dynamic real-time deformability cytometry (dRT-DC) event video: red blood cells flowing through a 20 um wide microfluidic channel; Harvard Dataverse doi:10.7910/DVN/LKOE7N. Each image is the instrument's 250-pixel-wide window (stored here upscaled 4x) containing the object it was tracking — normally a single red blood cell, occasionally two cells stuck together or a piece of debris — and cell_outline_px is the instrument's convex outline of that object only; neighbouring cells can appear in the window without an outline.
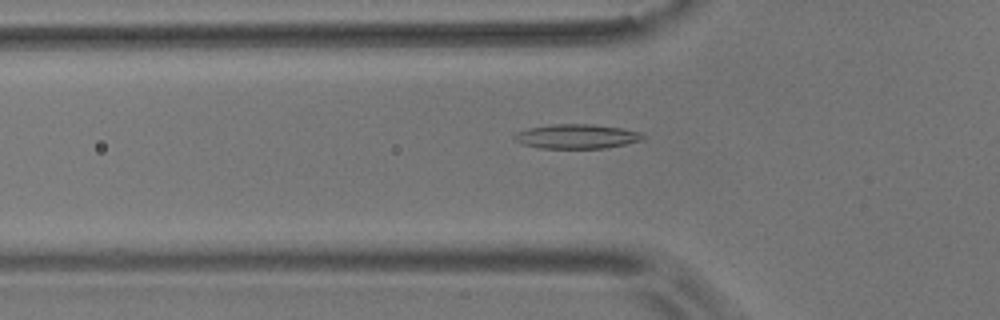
{"species": "common noctule bat (a hibernating species)", "species_latin": "Nyctalus noctula", "temperature_condition": "room temperature", "stored_images_in_passage": 51, "camera_frame_rate_fps": 3000, "um_per_image_px": 0.085, "animal": {"sex": "male", "body_mass_g": 17.9}, "frame": {"image": 1, "passage_image": 14, "time_ms": 4.333, "image_size_px": [1000, 320], "cell_outline_px": [[644, 140], [604, 148], [540, 148], [524, 144], [516, 140], [512, 136], [516, 132], [528, 128], [552, 124], [596, 124], [620, 128], [640, 132], [644, 136]], "centroid_in_image_um": [49.02, 11.59], "position_along_channel_um": 76.8, "area_um2": 18.21}}
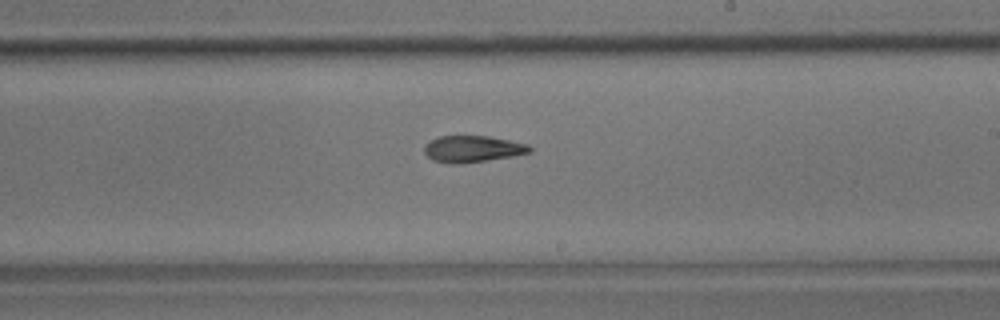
{"frame": {"image": 2, "passage_image": 28, "time_ms": 9.0, "image_size_px": [1000, 320], "cell_outline_px": [[532, 152], [512, 156], [488, 160], [460, 164], [452, 164], [432, 160], [424, 152], [424, 144], [428, 140], [440, 136], [488, 136], [528, 144], [532, 148]], "centroid_in_image_um": [40.14, 12.66], "position_along_channel_um": 248.9, "area_um2": 16.42}}
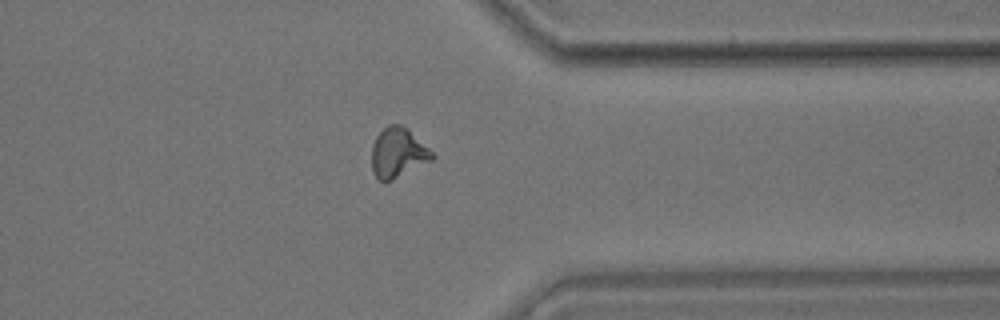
{"frame": {"image": 3, "passage_image": 39, "time_ms": 12.667, "image_size_px": [1000, 320], "cell_outline_px": [[436, 156], [432, 160], [384, 184], [372, 172], [372, 144], [376, 136], [388, 124], [400, 124], [408, 128]], "centroid_in_image_um": [33.81, 12.99], "position_along_channel_um": 377.6, "area_um2": 17.57}, "authors_computed_cell_mechanics": {"area_um2": 16.9932, "velocity_mm_per_s": 3.6651, "shape_relaxation_time_tau1_ms": 8.4952, "shape_relaxation_time_tau2_ms": 3.7572, "deformation_change_tau1": 0.2386, "deformation_change_tau2": 0.1191}}